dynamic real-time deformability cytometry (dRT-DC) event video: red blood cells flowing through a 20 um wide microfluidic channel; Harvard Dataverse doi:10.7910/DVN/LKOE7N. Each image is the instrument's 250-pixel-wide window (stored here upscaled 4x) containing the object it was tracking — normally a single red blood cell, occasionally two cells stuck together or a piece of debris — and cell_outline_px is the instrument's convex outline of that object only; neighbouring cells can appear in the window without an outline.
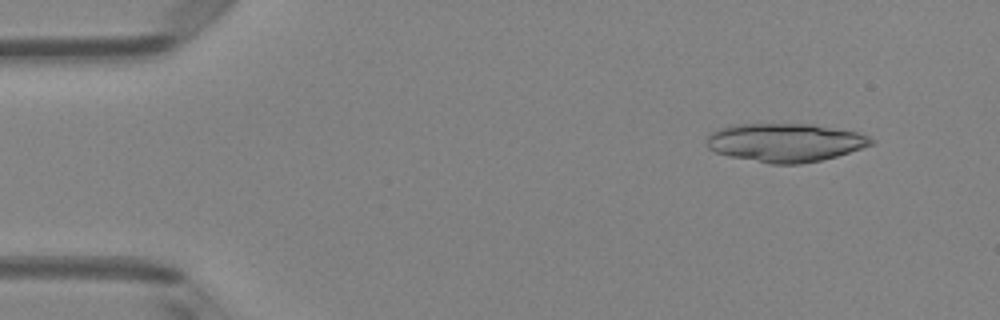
{"species": "Egyptian fruit bat (a non-hibernating species)", "species_latin": "Rousettus aegyptiacus", "temperature_condition": "room temperature", "stored_images_in_passage": 50, "segment_of_instrument_passage": [1, 2], "camera_frame_rate_fps": 3000, "um_per_image_px": 0.085, "animal": {"sex": "female"}, "frame": {"image": 1, "passage_image": 5, "time_ms": 1.333, "image_size_px": [1000, 320], "cell_outline_px": [[876, 140], [872, 144], [836, 156], [820, 160], [800, 164], [768, 164], [728, 156], [716, 152], [708, 148], [704, 140], [712, 132], [720, 128], [732, 124], [812, 124], [856, 132], [868, 136]], "centroid_in_image_um": [66.68, 12.12], "position_along_channel_um": 18.3, "area_um2": 36.88}}